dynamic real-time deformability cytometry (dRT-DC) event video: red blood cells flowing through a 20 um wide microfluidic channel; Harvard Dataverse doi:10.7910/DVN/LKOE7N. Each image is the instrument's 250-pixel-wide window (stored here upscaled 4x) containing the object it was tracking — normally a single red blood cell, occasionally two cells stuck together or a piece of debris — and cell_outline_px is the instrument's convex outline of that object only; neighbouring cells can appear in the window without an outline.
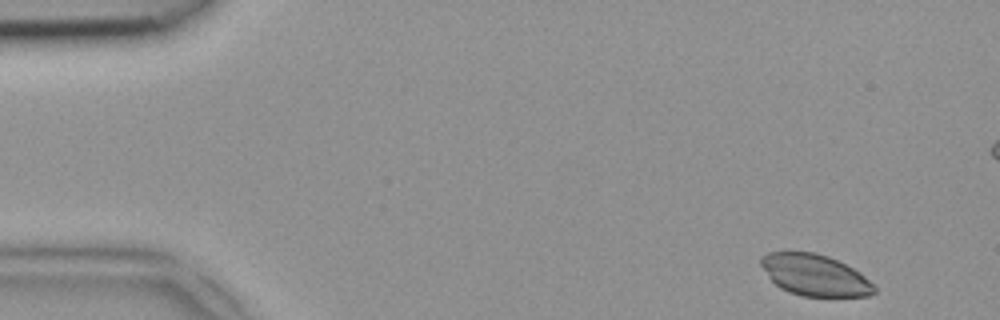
{"species": "common noctule bat (a hibernating species)", "species_latin": "Nyctalus noctula", "temperature_condition": "room temperature", "stored_images_in_passage": 47, "camera_frame_rate_fps": 3000, "um_per_image_px": 0.085, "animal": {"sex": "female", "body_mass_g": 18.4}, "frame": {"image": 1, "passage_image": 2, "time_ms": 0.333, "image_size_px": [1000, 320], "cell_outline_px": [[876, 292], [872, 296], [804, 296], [788, 292], [780, 288], [768, 276], [760, 264], [760, 256], [768, 252], [816, 252], [828, 256], [860, 272], [876, 288]], "centroid_in_image_um": [69.25, 23.38], "position_along_channel_um": 15.8, "area_um2": 27.22}}
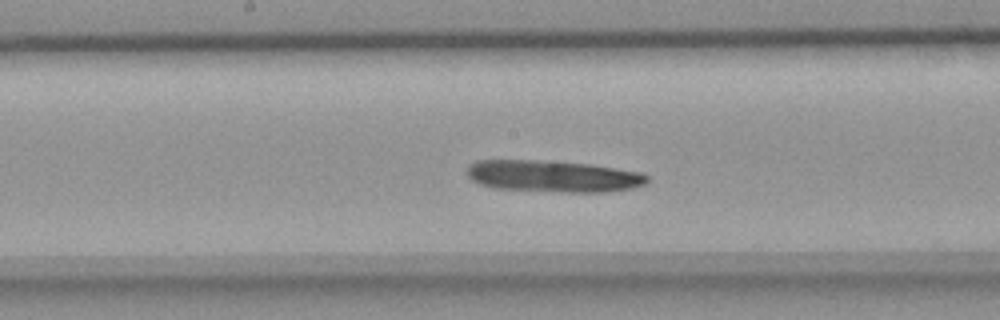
{"frame": {"image": 2, "passage_image": 23, "time_ms": 7.333, "image_size_px": [1000, 320], "cell_outline_px": [[648, 184], [632, 188], [604, 192], [560, 192], [492, 188], [480, 184], [472, 180], [468, 176], [468, 164], [476, 160], [536, 160], [588, 164], [640, 172], [648, 176]], "centroid_in_image_um": [47.0, 14.98], "position_along_channel_um": 201.2, "area_um2": 33.35}}
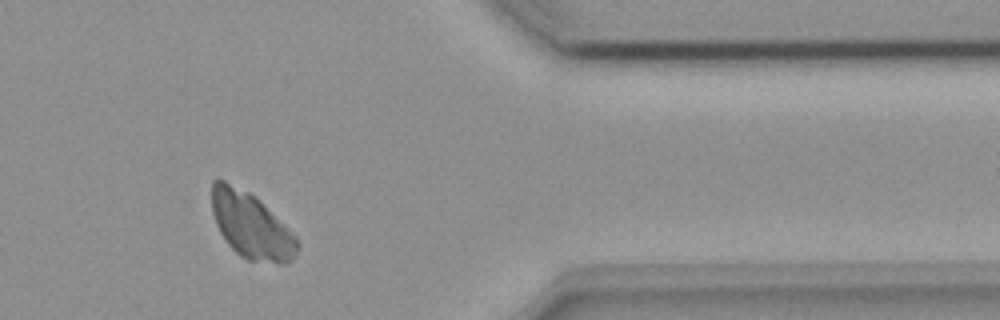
{"frame": {"image": 3, "passage_image": 38, "time_ms": 12.333, "image_size_px": [1000, 320], "cell_outline_px": [[300, 248], [292, 260], [288, 264], [280, 264], [248, 260], [240, 256], [228, 244], [220, 232], [216, 224], [212, 212], [212, 180], [224, 180], [256, 196], [296, 236], [300, 244]], "centroid_in_image_um": [21.37, 19.2], "position_along_channel_um": 390.0, "area_um2": 32.89}}